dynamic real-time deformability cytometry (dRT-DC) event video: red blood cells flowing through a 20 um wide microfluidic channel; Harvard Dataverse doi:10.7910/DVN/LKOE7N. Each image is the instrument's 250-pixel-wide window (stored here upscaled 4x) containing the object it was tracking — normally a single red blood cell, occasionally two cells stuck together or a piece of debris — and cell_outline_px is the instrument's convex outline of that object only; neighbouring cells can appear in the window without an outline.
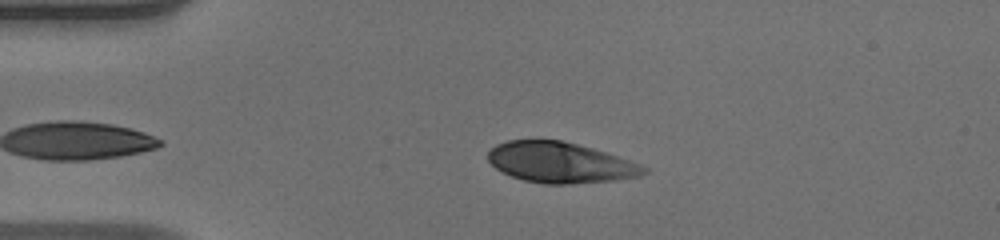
{"species": "human", "species_latin": "Homo sapiens", "temperature_condition": "warm", "stored_images_in_passage": 41, "camera_frame_rate_fps": 3000, "um_per_image_px": 0.085, "donor": {"sex": "male"}, "frame": {"image": 1, "passage_image": 3, "time_ms": 0.667, "image_size_px": [1000, 240], "cell_outline_px": [[648, 172], [640, 176], [612, 180], [572, 184], [544, 184], [524, 180], [512, 176], [496, 168], [488, 160], [488, 152], [496, 144], [508, 140], [560, 140], [592, 148], [640, 164], [648, 168]], "centroid_in_image_um": [47.61, 13.82], "position_along_channel_um": 37.4, "area_um2": 36.53}}
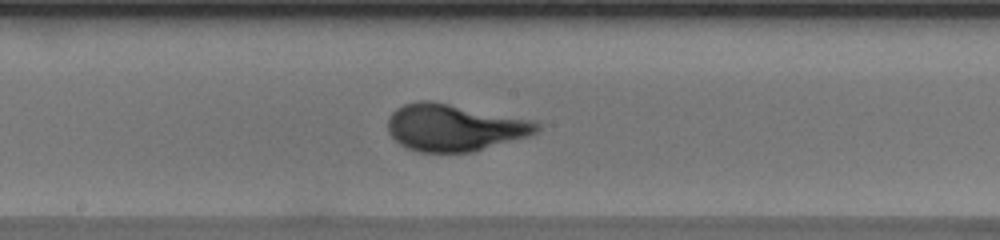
{"frame": {"image": 2, "passage_image": 18, "time_ms": 5.667, "image_size_px": [1000, 240], "cell_outline_px": [[540, 128], [536, 132], [528, 136], [472, 152], [420, 152], [408, 148], [400, 144], [388, 132], [388, 116], [396, 108], [404, 104], [416, 100], [432, 100], [536, 120], [540, 124]], "centroid_in_image_um": [38.62, 10.82], "position_along_channel_um": 209.6, "area_um2": 41.1}}
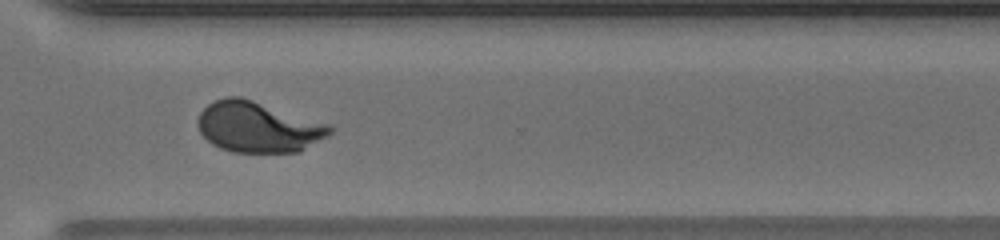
{"frame": {"image": 3, "passage_image": 28, "time_ms": 9.0, "image_size_px": [1000, 240], "cell_outline_px": [[332, 132], [328, 136], [300, 152], [232, 152], [220, 148], [212, 144], [200, 132], [196, 124], [196, 120], [200, 112], [208, 104], [216, 100], [228, 96], [240, 96], [328, 124], [332, 128]], "centroid_in_image_um": [21.91, 10.8], "position_along_channel_um": 348.7, "area_um2": 38.9}, "authors_computed_cell_mechanics": {"area_um2": 39.1306, "velocity_mm_per_s": 4.1696, "shape_relaxation_time_tau1_ms": 4.0427, "shape_relaxation_time_tau2_ms": null, "deformation_change_tau1": 0.198, "deformation_change_tau2": null}}